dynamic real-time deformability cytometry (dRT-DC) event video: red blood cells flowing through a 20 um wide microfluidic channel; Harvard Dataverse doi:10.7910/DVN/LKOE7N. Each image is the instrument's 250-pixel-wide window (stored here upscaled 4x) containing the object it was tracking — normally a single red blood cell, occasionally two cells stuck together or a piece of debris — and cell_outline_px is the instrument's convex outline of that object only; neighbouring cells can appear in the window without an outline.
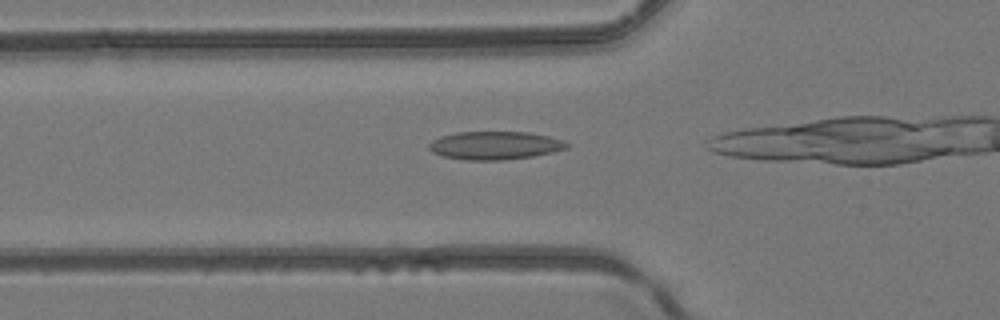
{"species": "common noctule bat (a hibernating species)", "species_latin": "Nyctalus noctula", "temperature_condition": "room temperature", "stored_images_in_passage": 7, "camera_frame_rate_fps": 3000, "um_per_image_px": 0.085, "animal": {"sex": "female", "body_mass_g": 24.6, "forearm_length_mm": 56.2}, "frame": {"image": 1, "passage_image": 2, "time_ms": 0.333, "image_size_px": [1000, 320], "cell_outline_px": [[572, 144], [568, 148], [552, 152], [532, 156], [504, 160], [464, 160], [444, 156], [432, 152], [428, 148], [428, 144], [432, 140], [440, 136], [456, 132], [528, 132], [548, 136], [564, 140]], "centroid_in_image_um": [42.08, 12.36], "position_along_channel_um": 83.7, "area_um2": 22.77}}